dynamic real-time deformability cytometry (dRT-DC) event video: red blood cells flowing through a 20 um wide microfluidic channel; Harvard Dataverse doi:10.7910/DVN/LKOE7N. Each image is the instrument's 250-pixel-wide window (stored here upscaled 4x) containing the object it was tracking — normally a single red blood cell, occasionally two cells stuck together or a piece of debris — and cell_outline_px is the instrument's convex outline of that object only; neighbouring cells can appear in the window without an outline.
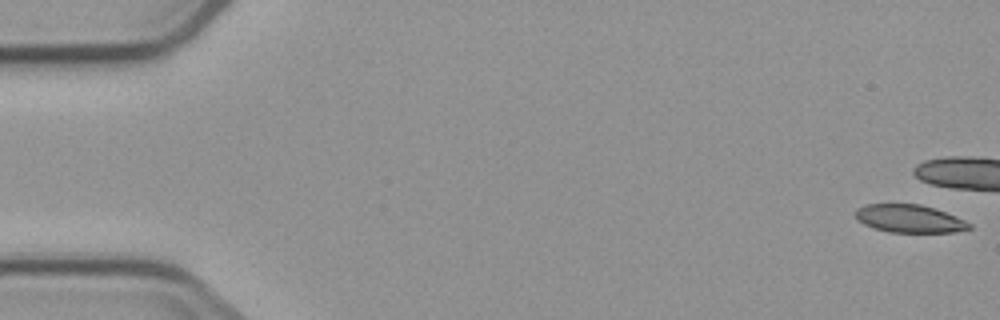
{"species": "common noctule bat (a hibernating species)", "species_latin": "Nyctalus noctula", "temperature_condition": "cold", "stored_images_in_passage": 9, "segment_of_instrument_passage": [1, 2], "camera_frame_rate_fps": 3000, "um_per_image_px": 0.085, "animal": {"sex": "male", "body_mass_g": 23.1, "forearm_length_mm": 52.7}, "frame": {"image": 1, "passage_image": 1, "time_ms": 0.0, "image_size_px": [1000, 320], "cell_outline_px": [[972, 228], [956, 232], [888, 232], [864, 224], [856, 220], [852, 212], [856, 208], [864, 204], [920, 204], [956, 216], [972, 224]], "centroid_in_image_um": [77.25, 18.58], "position_along_channel_um": 7.7, "area_um2": 18.61}}
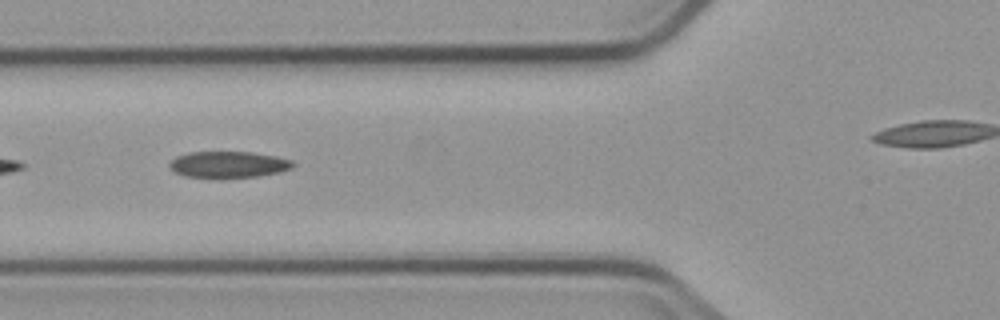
{"frame": {"image": 2, "passage_image": 8, "time_ms": 8.0, "image_size_px": [1000, 320], "cell_outline_px": [[296, 164], [292, 168], [280, 172], [256, 176], [220, 180], [184, 176], [176, 172], [168, 164], [176, 156], [192, 152], [252, 152], [276, 156], [292, 160]], "centroid_in_image_um": [19.43, 14.01], "position_along_channel_um": 106.4, "area_um2": 19.48}}